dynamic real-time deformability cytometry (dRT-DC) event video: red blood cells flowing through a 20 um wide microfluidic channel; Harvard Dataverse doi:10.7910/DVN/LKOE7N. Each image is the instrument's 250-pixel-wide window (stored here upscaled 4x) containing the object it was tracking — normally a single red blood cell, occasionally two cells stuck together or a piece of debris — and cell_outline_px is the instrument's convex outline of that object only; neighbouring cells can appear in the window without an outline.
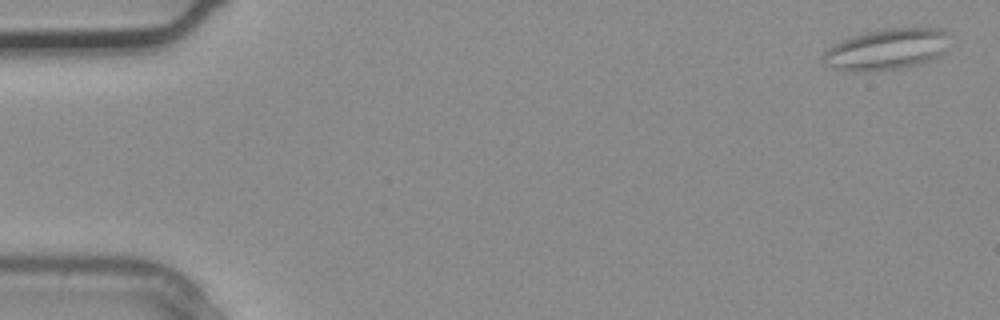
{"species": "common noctule bat (a hibernating species)", "species_latin": "Nyctalus noctula", "temperature_condition": "warm", "stored_images_in_passage": 2, "camera_frame_rate_fps": 3000, "um_per_image_px": 0.085, "animal": {"sex": "male", "body_mass_g": 20.4}, "frame": {"image": 1, "passage_image": 1, "time_ms": 0.0, "image_size_px": [1000, 320], "cell_outline_px": [[944, 52], [940, 56], [932, 60], [900, 68], [864, 72], [844, 72], [832, 68], [824, 64], [820, 56], [832, 44], [852, 36], [864, 32], [880, 28], [940, 28], [944, 32]], "centroid_in_image_um": [75.23, 4.21], "position_along_channel_um": 9.8, "area_um2": 30.4}}